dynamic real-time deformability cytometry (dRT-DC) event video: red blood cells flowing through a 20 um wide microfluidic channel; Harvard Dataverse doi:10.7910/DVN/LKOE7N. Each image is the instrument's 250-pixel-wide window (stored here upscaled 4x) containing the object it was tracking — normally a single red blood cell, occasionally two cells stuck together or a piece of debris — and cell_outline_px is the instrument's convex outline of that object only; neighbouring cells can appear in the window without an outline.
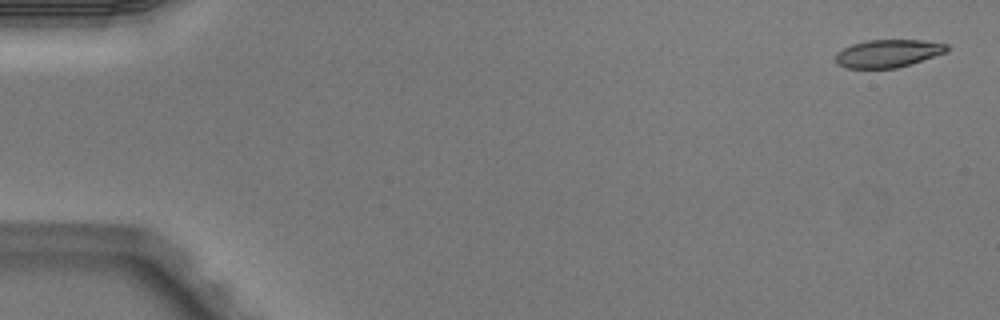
{"species": "Egyptian fruit bat (a non-hibernating species)", "species_latin": "Rousettus aegyptiacus", "temperature_condition": "warm", "stored_images_in_passage": 4, "camera_frame_rate_fps": 3000, "um_per_image_px": 0.085, "animal": {"sex": "male"}, "frame": {"image": 1, "passage_image": 1, "time_ms": 0.0, "image_size_px": [1000, 320], "cell_outline_px": [[952, 48], [944, 52], [912, 64], [896, 68], [844, 68], [836, 64], [836, 52], [852, 44], [868, 40], [924, 40], [948, 44]], "centroid_in_image_um": [75.48, 4.54], "position_along_channel_um": 9.5, "area_um2": 18.09}}
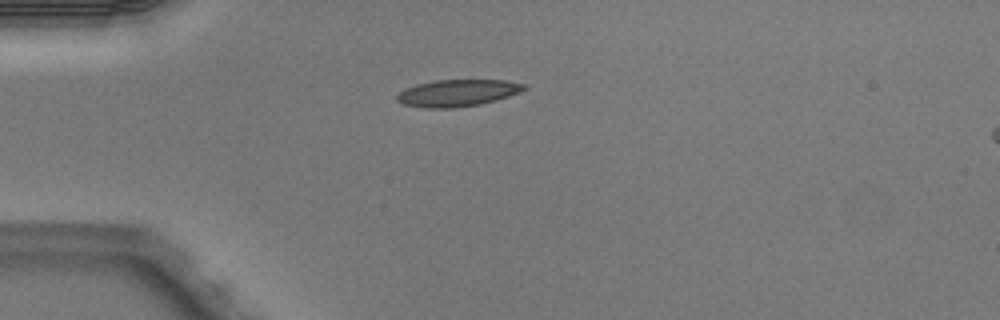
{"frame": {"image": 2, "passage_image": 4, "time_ms": 1.0, "image_size_px": [1000, 320], "cell_outline_px": [[528, 88], [520, 92], [496, 100], [480, 104], [456, 108], [424, 108], [404, 104], [396, 100], [396, 96], [400, 92], [416, 84], [436, 80], [504, 80], [524, 84]], "centroid_in_image_um": [38.9, 7.91], "position_along_channel_um": 46.1, "area_um2": 19.83}}